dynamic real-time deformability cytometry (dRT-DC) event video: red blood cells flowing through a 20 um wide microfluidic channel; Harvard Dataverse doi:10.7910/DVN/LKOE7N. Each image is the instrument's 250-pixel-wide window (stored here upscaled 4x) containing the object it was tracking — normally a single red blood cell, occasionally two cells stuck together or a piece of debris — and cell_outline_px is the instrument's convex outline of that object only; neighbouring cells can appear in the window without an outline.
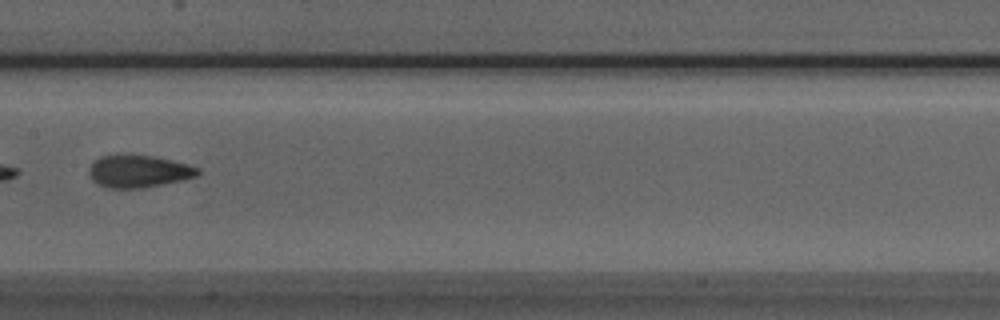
{"species": "Egyptian fruit bat (a non-hibernating species)", "species_latin": "Rousettus aegyptiacus", "temperature_condition": "room temperature", "stored_images_in_passage": 8, "camera_frame_rate_fps": 3000, "um_per_image_px": 0.085, "animal": {"sex": "male"}, "frame": {"image": 1, "passage_image": 7, "time_ms": 2.0, "image_size_px": [1000, 320], "cell_outline_px": [[200, 172], [196, 176], [180, 180], [144, 188], [108, 188], [92, 180], [88, 172], [88, 168], [100, 156], [152, 156], [172, 160], [188, 164], [200, 168]], "centroid_in_image_um": [11.79, 14.57], "position_along_channel_um": 195.6, "area_um2": 20.11}}
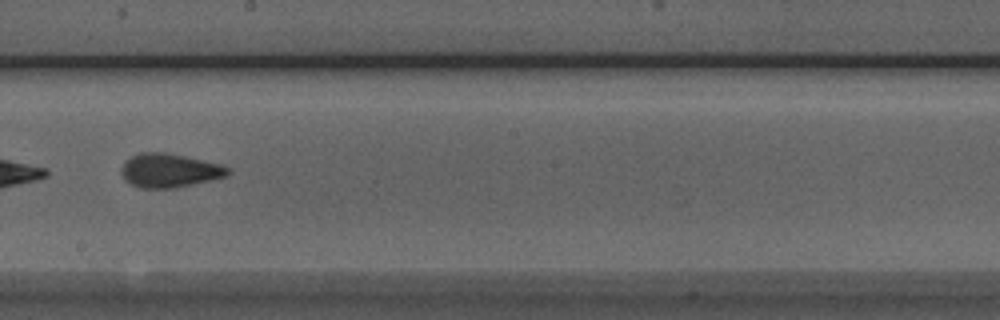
{"frame": {"image": 2, "passage_image": 8, "time_ms": 2.333, "image_size_px": [1000, 320], "cell_outline_px": [[232, 172], [228, 176], [192, 184], [172, 188], [140, 188], [124, 180], [120, 172], [120, 168], [124, 160], [140, 152], [164, 152], [224, 164]], "centroid_in_image_um": [14.39, 14.48], "position_along_channel_um": 233.8, "area_um2": 21.21}}